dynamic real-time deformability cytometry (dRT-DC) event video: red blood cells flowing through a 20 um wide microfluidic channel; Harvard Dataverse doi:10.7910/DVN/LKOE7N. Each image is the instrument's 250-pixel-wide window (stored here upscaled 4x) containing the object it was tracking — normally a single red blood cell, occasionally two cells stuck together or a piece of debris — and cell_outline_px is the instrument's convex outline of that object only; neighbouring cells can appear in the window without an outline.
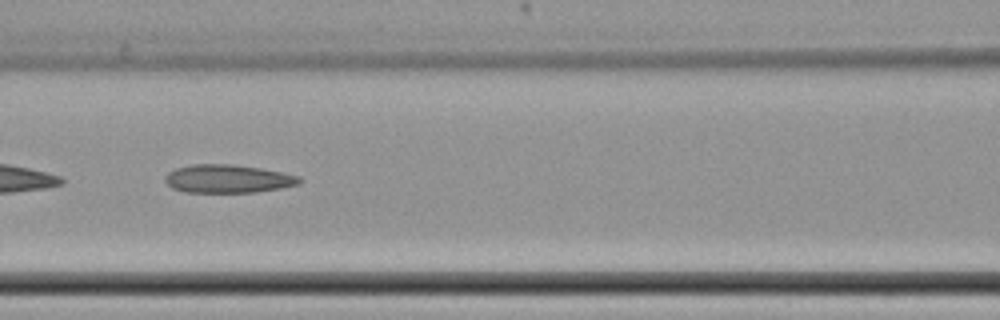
{"species": "common noctule bat (a hibernating species)", "species_latin": "Nyctalus noctula", "temperature_condition": "cold", "stored_images_in_passage": 63, "camera_frame_rate_fps": 3000, "um_per_image_px": 0.085, "animal": {"sex": "female", "body_mass_g": 22.7, "forearm_length_mm": 54.2}, "frame": {"image": 1, "passage_image": 31, "time_ms": 10.0, "image_size_px": [1000, 320], "cell_outline_px": [[304, 180], [300, 184], [280, 188], [256, 192], [184, 192], [172, 188], [164, 180], [164, 176], [168, 172], [176, 168], [192, 164], [232, 164], [260, 168], [284, 172], [300, 176]], "centroid_in_image_um": [19.39, 15.19], "position_along_channel_um": 147.2, "area_um2": 22.31}}
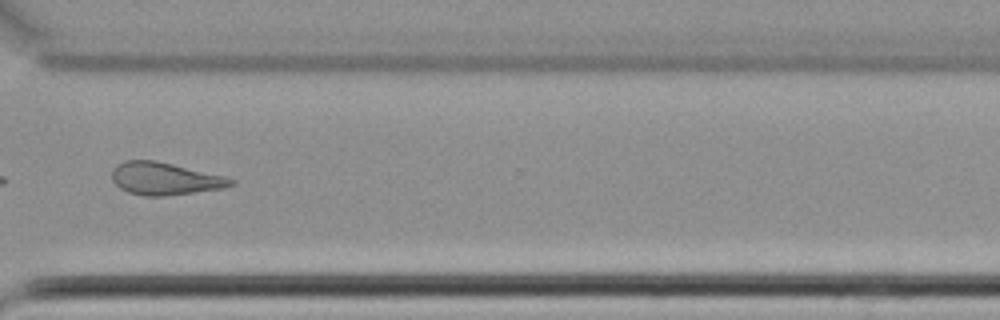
{"frame": {"image": 2, "passage_image": 49, "time_ms": 16.0, "image_size_px": [1000, 320], "cell_outline_px": [[236, 184], [224, 188], [164, 196], [144, 196], [128, 192], [120, 188], [112, 180], [112, 168], [116, 164], [124, 160], [156, 160], [224, 176], [236, 180]], "centroid_in_image_um": [13.99, 15.18], "position_along_channel_um": 356.6, "area_um2": 22.6}, "authors_computed_cell_mechanics": {"area_um2": 24.2182, "velocity_mm_per_s": 3.479, "shape_relaxation_time_tau1_ms": null, "shape_relaxation_time_tau2_ms": 4.4008, "deformation_change_tau1": null, "deformation_change_tau2": 0.1206}}